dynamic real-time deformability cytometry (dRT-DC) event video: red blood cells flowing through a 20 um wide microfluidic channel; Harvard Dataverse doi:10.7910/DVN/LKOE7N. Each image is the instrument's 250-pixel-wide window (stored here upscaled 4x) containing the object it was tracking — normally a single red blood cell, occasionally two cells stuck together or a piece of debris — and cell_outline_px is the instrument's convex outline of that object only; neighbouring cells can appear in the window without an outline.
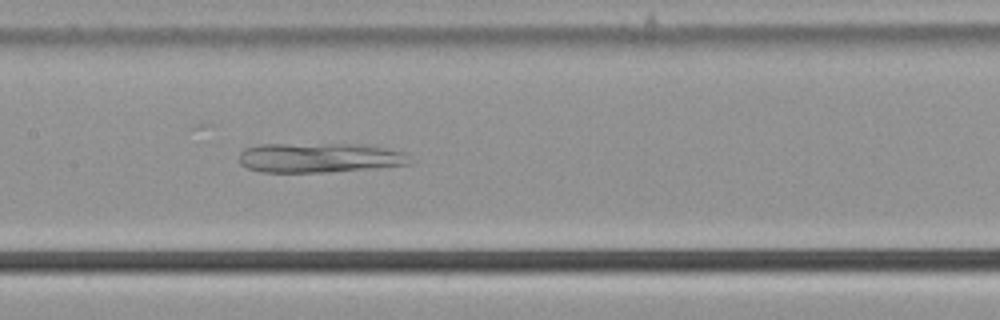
{"species": "common noctule bat (a hibernating species)", "species_latin": "Nyctalus noctula", "temperature_condition": "cold", "stored_images_in_passage": 54, "camera_frame_rate_fps": 3000, "um_per_image_px": 0.085, "animal": {"sex": "male", "body_mass_g": 21.5, "forearm_length_mm": 52.0}, "frame": {"image": 1, "passage_image": 27, "time_ms": 8.667, "image_size_px": [1000, 320], "cell_outline_px": [[412, 164], [380, 168], [328, 172], [260, 172], [248, 168], [240, 164], [240, 152], [244, 148], [260, 144], [356, 144], [384, 148], [404, 152]], "centroid_in_image_um": [27.14, 13.41], "position_along_channel_um": 180.3, "area_um2": 29.65}}
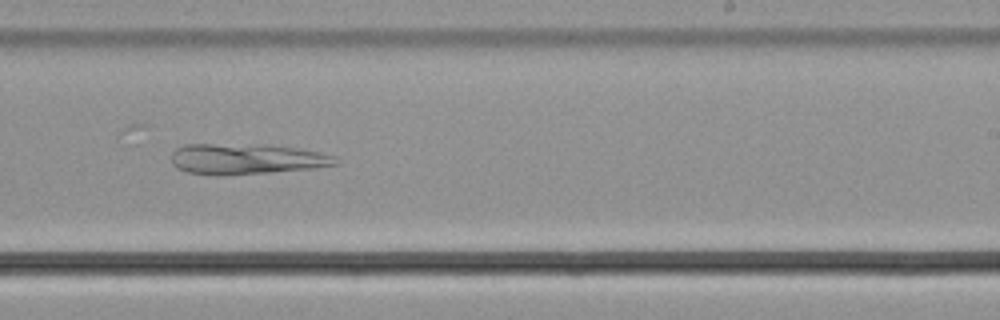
{"frame": {"image": 2, "passage_image": 34, "time_ms": 11.0, "image_size_px": [1000, 320], "cell_outline_px": [[340, 164], [316, 168], [272, 172], [224, 176], [188, 172], [176, 168], [172, 164], [172, 152], [176, 148], [184, 144], [264, 144], [292, 148], [316, 152], [336, 156], [340, 160]], "centroid_in_image_um": [20.94, 13.52], "position_along_channel_um": 268.1, "area_um2": 29.59}}
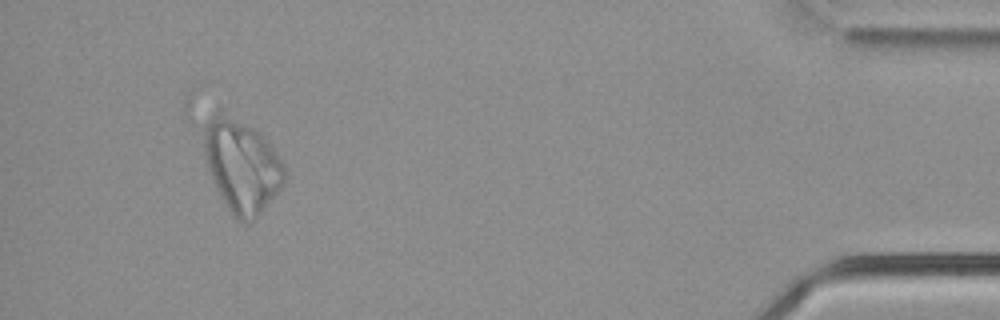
{"frame": {"image": 3, "passage_image": 51, "time_ms": 16.667, "image_size_px": [1000, 320], "cell_outline_px": [[284, 184], [260, 212], [252, 220], [244, 224], [236, 220], [232, 216], [220, 196], [208, 168], [204, 152], [204, 128], [216, 108], [220, 104], [256, 128], [264, 136], [276, 152], [284, 164]], "centroid_in_image_um": [20.52, 13.98], "position_along_channel_um": 414.7, "area_um2": 44.33}}